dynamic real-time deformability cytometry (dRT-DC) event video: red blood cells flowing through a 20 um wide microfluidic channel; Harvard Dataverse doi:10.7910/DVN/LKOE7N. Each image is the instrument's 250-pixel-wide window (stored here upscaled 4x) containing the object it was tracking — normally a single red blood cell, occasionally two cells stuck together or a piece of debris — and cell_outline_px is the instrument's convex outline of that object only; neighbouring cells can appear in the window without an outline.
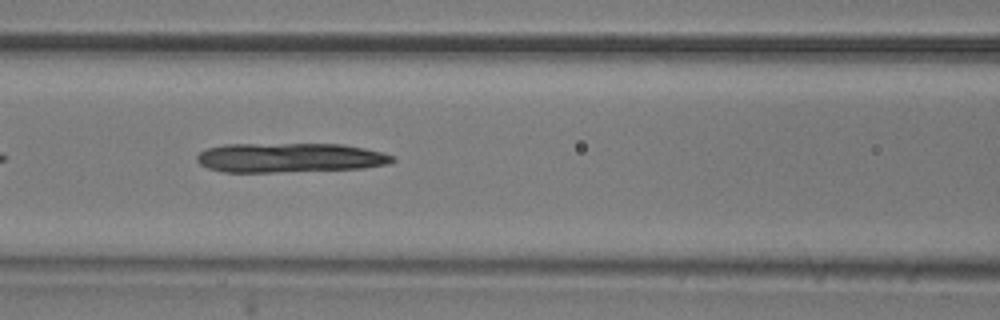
{"species": "common noctule bat (a hibernating species)", "species_latin": "Nyctalus noctula", "temperature_condition": "room temperature", "stored_images_in_passage": 35, "camera_frame_rate_fps": 3000, "um_per_image_px": 0.085, "animal": {"sex": "male", "body_mass_g": 20.5, "forearm_length_mm": 52.5}, "frame": {"image": 1, "passage_image": 7, "time_ms": 2.0, "image_size_px": [1000, 320], "cell_outline_px": [[396, 160], [388, 164], [364, 168], [272, 172], [224, 172], [208, 168], [200, 164], [196, 160], [196, 156], [204, 148], [224, 144], [344, 144], [384, 152], [392, 156]], "centroid_in_image_um": [24.61, 13.4], "position_along_channel_um": 142.0, "area_um2": 33.76}}
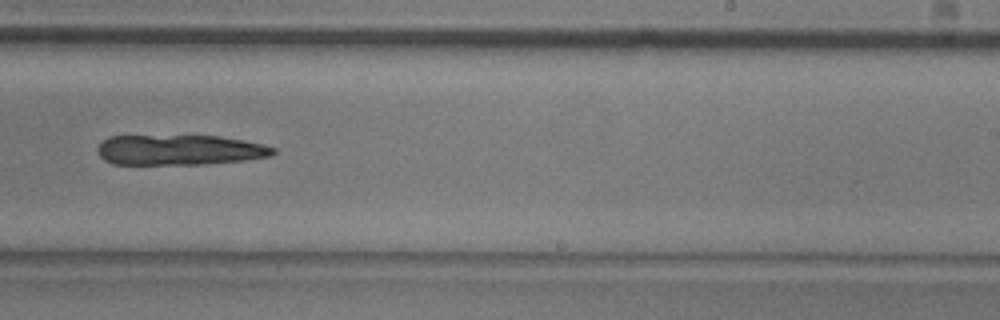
{"frame": {"image": 2, "passage_image": 17, "time_ms": 5.333, "image_size_px": [1000, 320], "cell_outline_px": [[276, 152], [268, 156], [244, 160], [200, 164], [112, 164], [104, 160], [100, 156], [96, 148], [108, 136], [220, 136], [244, 140], [264, 144], [276, 148]], "centroid_in_image_um": [15.25, 12.74], "position_along_channel_um": 273.7, "area_um2": 30.92}}
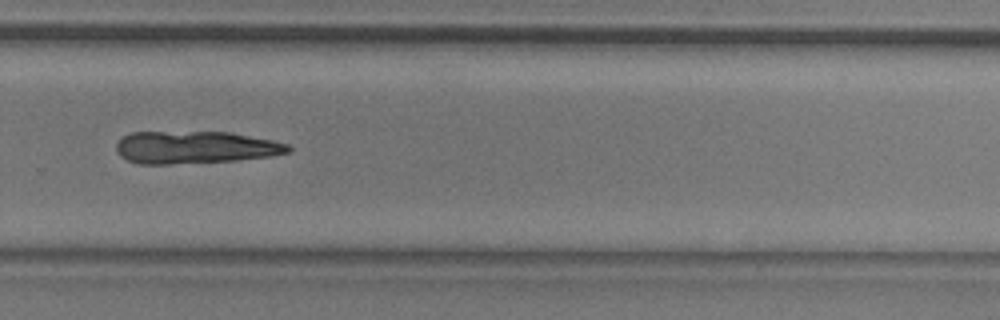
{"frame": {"image": 3, "passage_image": 20, "time_ms": 6.333, "image_size_px": [1000, 320], "cell_outline_px": [[292, 148], [288, 152], [272, 156], [236, 160], [168, 164], [136, 164], [120, 156], [116, 152], [116, 144], [124, 136], [132, 132], [228, 132], [272, 140], [288, 144]], "centroid_in_image_um": [16.57, 12.53], "position_along_channel_um": 313.2, "area_um2": 32.43}}